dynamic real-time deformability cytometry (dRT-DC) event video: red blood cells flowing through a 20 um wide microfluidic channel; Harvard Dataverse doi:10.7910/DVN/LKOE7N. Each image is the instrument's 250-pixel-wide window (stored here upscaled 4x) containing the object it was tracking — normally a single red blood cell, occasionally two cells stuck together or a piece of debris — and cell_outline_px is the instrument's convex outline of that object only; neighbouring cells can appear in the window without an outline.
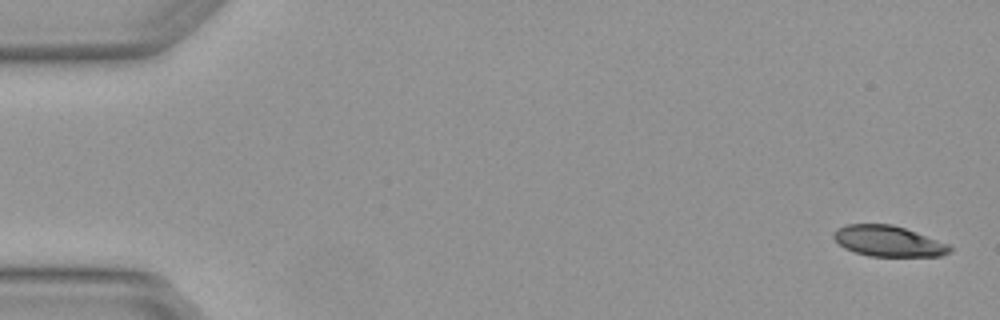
{"species": "Egyptian fruit bat (a non-hibernating species)", "species_latin": "Rousettus aegyptiacus", "temperature_condition": "warm", "stored_images_in_passage": 5, "segment_of_instrument_passage": [1, 2], "camera_frame_rate_fps": 3000, "um_per_image_px": 0.085, "animal": {"sex": "female"}, "frame": {"image": 1, "passage_image": 1, "time_ms": 0.0, "image_size_px": [1000, 320], "cell_outline_px": [[952, 252], [940, 256], [868, 256], [844, 248], [832, 236], [832, 232], [836, 228], [844, 224], [892, 224], [904, 228], [948, 244], [952, 248]], "centroid_in_image_um": [75.47, 20.49], "position_along_channel_um": 9.5, "area_um2": 20.75}}
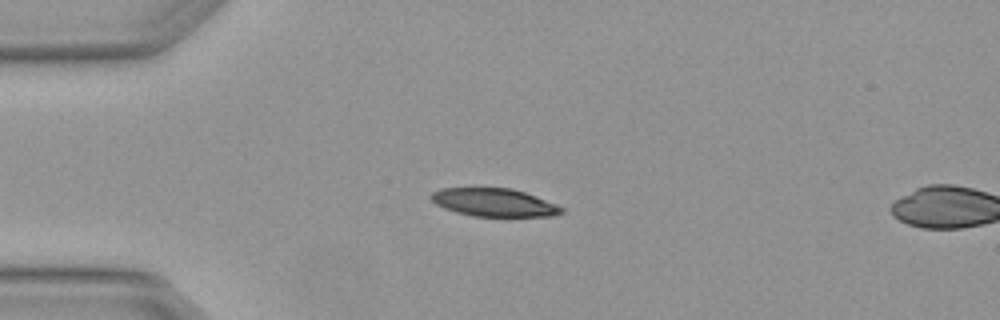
{"frame": {"image": 2, "passage_image": 4, "time_ms": 1.0, "image_size_px": [1000, 320], "cell_outline_px": [[564, 212], [552, 216], [472, 216], [456, 212], [444, 208], [436, 204], [428, 196], [432, 192], [440, 188], [512, 188], [536, 196], [556, 204], [564, 208]], "centroid_in_image_um": [41.98, 17.2], "position_along_channel_um": 43.0, "area_um2": 21.33}}